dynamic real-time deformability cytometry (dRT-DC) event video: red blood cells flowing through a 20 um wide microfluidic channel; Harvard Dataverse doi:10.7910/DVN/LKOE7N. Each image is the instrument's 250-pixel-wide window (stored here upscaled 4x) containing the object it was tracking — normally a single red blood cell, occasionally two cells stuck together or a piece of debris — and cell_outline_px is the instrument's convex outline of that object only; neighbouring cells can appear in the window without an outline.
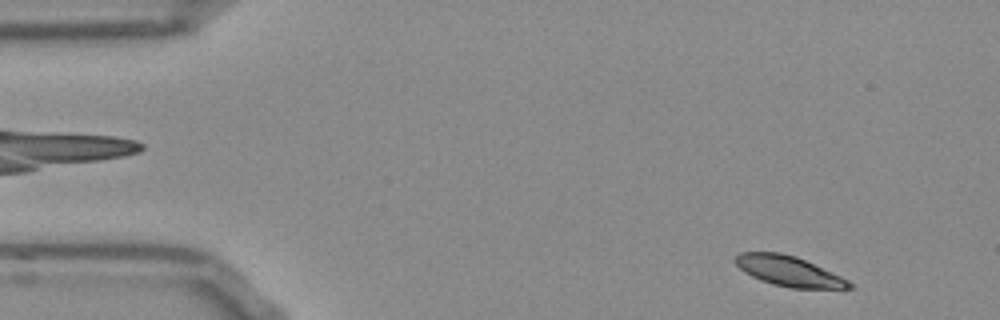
{"species": "Egyptian fruit bat (a non-hibernating species)", "species_latin": "Rousettus aegyptiacus", "temperature_condition": "room temperature", "stored_images_in_passage": 50, "camera_frame_rate_fps": 3000, "um_per_image_px": 0.085, "frame": {"image": 1, "passage_image": 2, "time_ms": 0.333, "image_size_px": [1000, 320], "cell_outline_px": [[856, 288], [788, 288], [772, 284], [760, 280], [744, 272], [732, 260], [740, 252], [780, 252], [796, 256], [840, 276], [848, 280]], "centroid_in_image_um": [67.01, 23.04], "position_along_channel_um": 18.0, "area_um2": 19.94}}
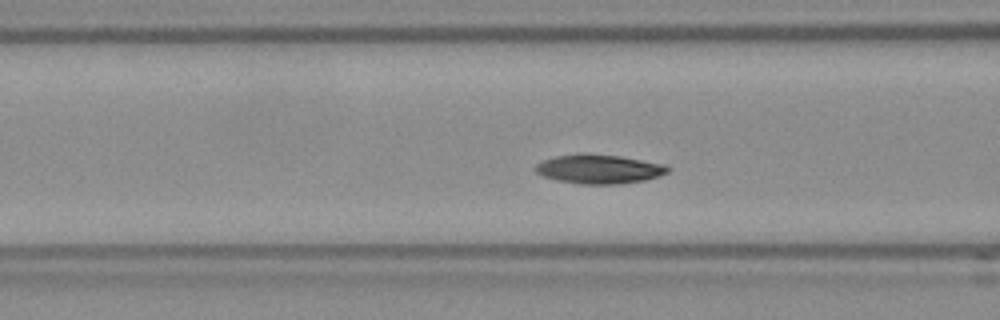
{"frame": {"image": 2, "passage_image": 17, "time_ms": 5.333, "image_size_px": [1000, 320], "cell_outline_px": [[668, 172], [660, 176], [644, 180], [620, 184], [580, 184], [556, 180], [544, 176], [536, 172], [536, 164], [544, 160], [556, 156], [584, 152], [620, 156], [664, 164], [668, 168]], "centroid_in_image_um": [50.91, 14.36], "position_along_channel_um": 115.7, "area_um2": 22.48}}
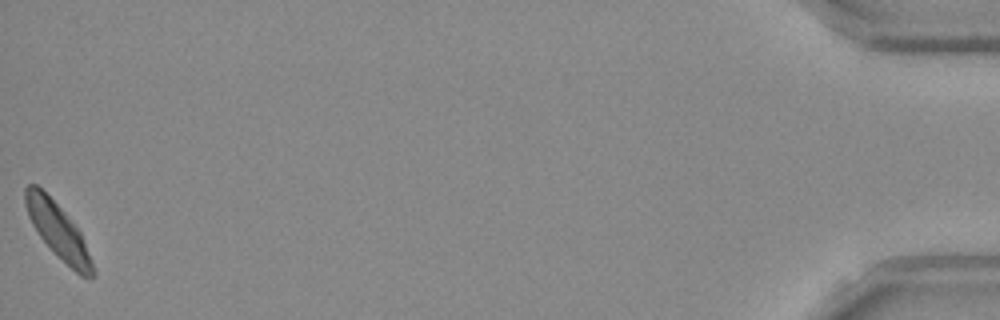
{"frame": {"image": 3, "passage_image": 50, "time_ms": 16.333, "image_size_px": [1000, 320], "cell_outline_px": [[96, 276], [80, 276], [40, 236], [32, 224], [28, 216], [24, 204], [24, 188], [28, 184], [36, 184], [60, 208], [80, 232], [96, 272]], "centroid_in_image_um": [4.9, 19.58], "position_along_channel_um": 430.3, "area_um2": 20.69}, "authors_computed_cell_mechanics": {"area_um2": 21.4438, "velocity_mm_per_s": 3.7973, "shape_relaxation_time_tau1_ms": 2.773, "shape_relaxation_time_tau2_ms": null, "deformation_change_tau1": 0.112, "deformation_change_tau2": null}}